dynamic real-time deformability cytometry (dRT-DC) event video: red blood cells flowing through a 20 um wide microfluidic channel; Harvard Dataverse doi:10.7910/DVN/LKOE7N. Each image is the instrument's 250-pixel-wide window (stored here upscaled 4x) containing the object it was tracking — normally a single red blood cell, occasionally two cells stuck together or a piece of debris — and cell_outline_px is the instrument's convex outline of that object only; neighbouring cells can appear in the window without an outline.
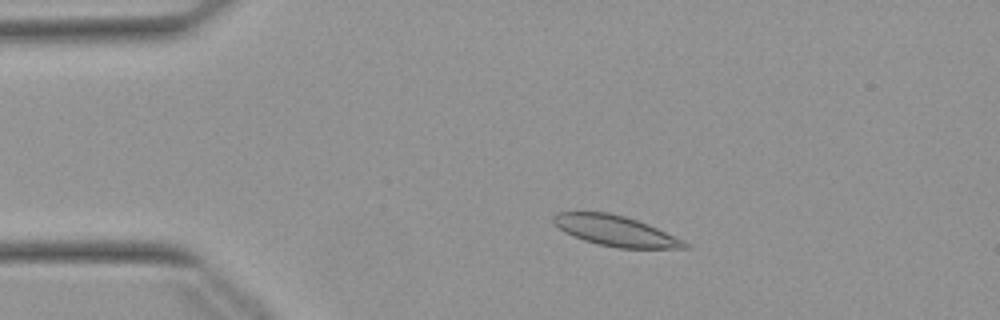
{"species": "Egyptian fruit bat (a non-hibernating species)", "species_latin": "Rousettus aegyptiacus", "temperature_condition": "warm", "stored_images_in_passage": 51, "camera_frame_rate_fps": 3000, "um_per_image_px": 0.085, "animal": {"sex": "female"}, "frame": {"image": 1, "passage_image": 9, "time_ms": 2.667, "image_size_px": [1000, 320], "cell_outline_px": [[688, 248], [616, 248], [596, 244], [584, 240], [564, 232], [552, 220], [552, 216], [556, 212], [608, 212], [624, 216], [648, 224], [684, 240], [688, 244]], "centroid_in_image_um": [52.3, 19.62], "position_along_channel_um": 32.7, "area_um2": 23.18}}
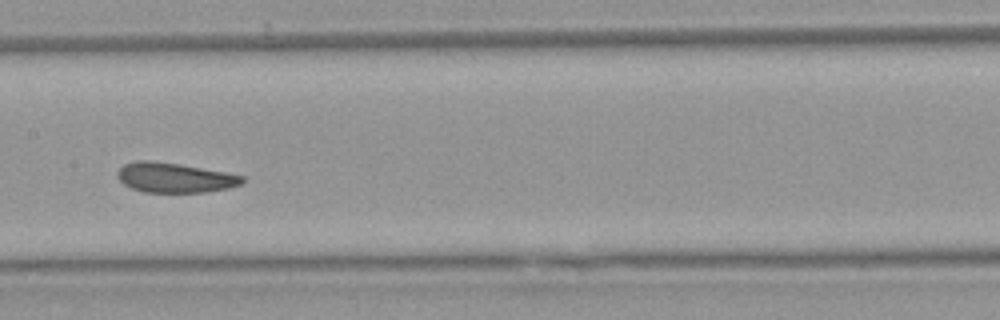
{"frame": {"image": 2, "passage_image": 25, "time_ms": 8.0, "image_size_px": [1000, 320], "cell_outline_px": [[244, 180], [240, 184], [228, 188], [208, 192], [144, 192], [132, 188], [124, 184], [116, 176], [116, 172], [124, 164], [136, 160], [148, 160], [176, 164], [224, 172], [244, 176]], "centroid_in_image_um": [14.8, 15.1], "position_along_channel_um": 192.6, "area_um2": 21.44}}
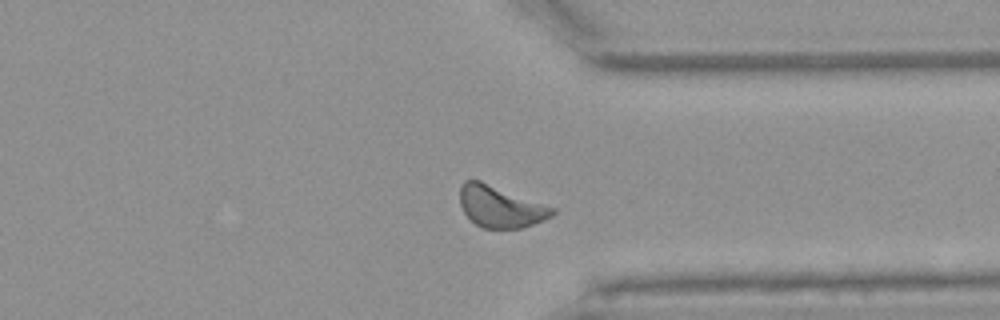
{"frame": {"image": 3, "passage_image": 39, "time_ms": 12.667, "image_size_px": [1000, 320], "cell_outline_px": [[556, 212], [552, 216], [544, 220], [520, 228], [480, 228], [464, 212], [460, 204], [460, 188], [464, 180], [480, 180], [556, 208]], "centroid_in_image_um": [42.54, 17.56], "position_along_channel_um": 368.9, "area_um2": 22.31}, "authors_computed_cell_mechanics": {"area_um2": 22.1952, "velocity_mm_per_s": 3.8172, "shape_relaxation_time_tau1_ms": 5.2697, "shape_relaxation_time_tau2_ms": 4.7847, "deformation_change_tau1": 0.104, "deformation_change_tau2": 0.1003}}